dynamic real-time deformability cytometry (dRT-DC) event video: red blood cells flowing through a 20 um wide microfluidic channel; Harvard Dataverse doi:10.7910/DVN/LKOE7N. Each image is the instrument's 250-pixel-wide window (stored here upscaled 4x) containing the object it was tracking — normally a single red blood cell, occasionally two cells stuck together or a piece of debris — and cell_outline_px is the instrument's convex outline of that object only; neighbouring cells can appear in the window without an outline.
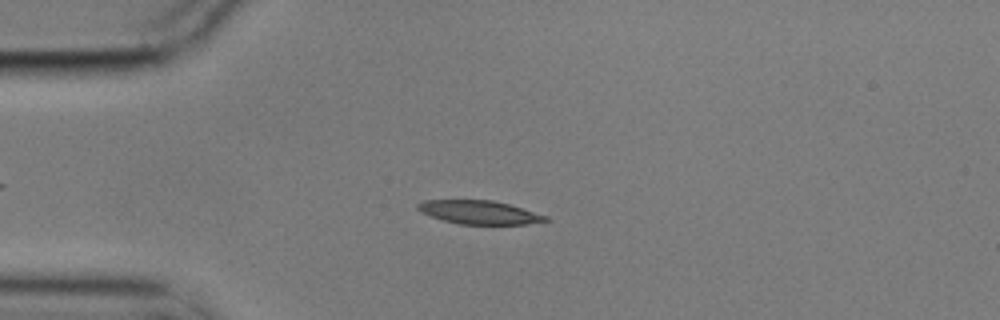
{"species": "common noctule bat (a hibernating species)", "species_latin": "Nyctalus noctula", "temperature_condition": "cold", "stored_images_in_passage": 55, "camera_frame_rate_fps": 3000, "um_per_image_px": 0.085, "animal": {"sex": "male", "body_mass_g": 17.9}, "frame": {"image": 1, "passage_image": 13, "time_ms": 4.0, "image_size_px": [1000, 320], "cell_outline_px": [[552, 220], [524, 224], [460, 224], [444, 220], [420, 212], [416, 208], [416, 204], [424, 200], [492, 200], [508, 204], [548, 216]], "centroid_in_image_um": [40.73, 18.04], "position_along_channel_um": 44.3, "area_um2": 17.4}}
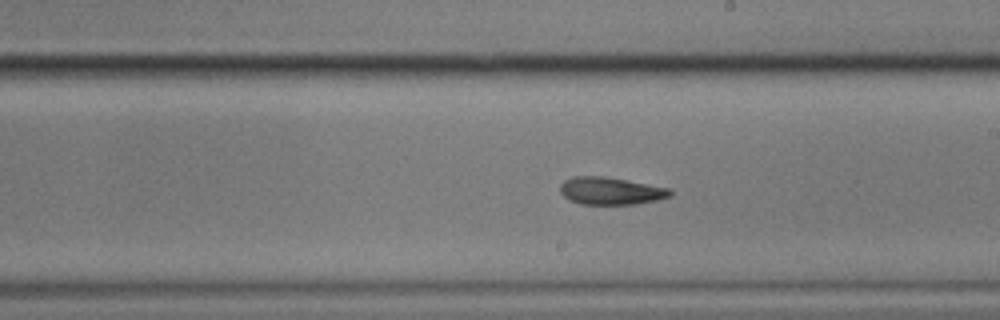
{"frame": {"image": 2, "passage_image": 31, "time_ms": 10.0, "image_size_px": [1000, 320], "cell_outline_px": [[672, 196], [656, 200], [636, 204], [580, 204], [568, 200], [560, 192], [560, 184], [564, 180], [572, 176], [604, 176], [668, 188], [672, 192]], "centroid_in_image_um": [51.86, 16.23], "position_along_channel_um": 237.1, "area_um2": 17.57}}
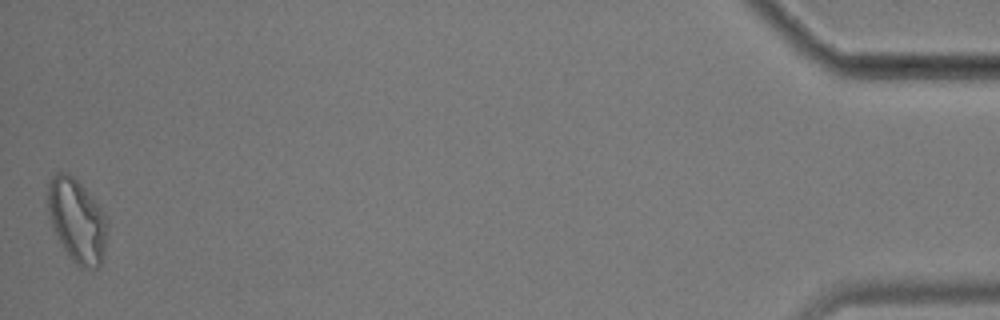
{"frame": {"image": 3, "passage_image": 55, "time_ms": 18.0, "image_size_px": [1000, 320], "cell_outline_px": [[108, 228], [104, 248], [100, 264], [96, 268], [80, 268], [72, 260], [64, 248], [52, 228], [48, 208], [48, 184], [52, 176], [56, 172], [68, 172], [84, 188], [104, 212], [108, 224]], "centroid_in_image_um": [6.54, 18.74], "position_along_channel_um": 428.7, "area_um2": 28.67}, "authors_computed_cell_mechanics": {"area_um2": 18.1492, "velocity_mm_per_s": 3.5329, "shape_relaxation_time_tau1_ms": 8.431, "shape_relaxation_time_tau2_ms": 3.6289, "deformation_change_tau1": 0.1823, "deformation_change_tau2": 0.1145}}